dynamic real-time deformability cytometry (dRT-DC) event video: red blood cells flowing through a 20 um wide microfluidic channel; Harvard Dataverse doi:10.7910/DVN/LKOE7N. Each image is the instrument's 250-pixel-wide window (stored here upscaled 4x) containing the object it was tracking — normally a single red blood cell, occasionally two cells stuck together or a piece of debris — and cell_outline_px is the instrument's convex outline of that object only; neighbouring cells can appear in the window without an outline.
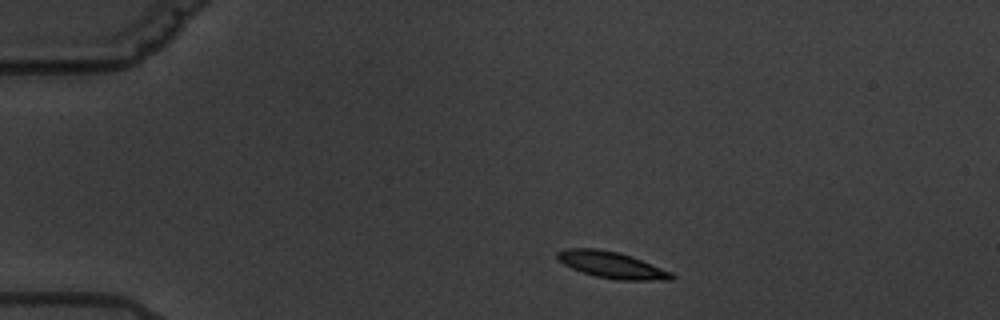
{"species": "common noctule bat (a hibernating species)", "species_latin": "Nyctalus noctula", "temperature_condition": "warm", "stored_images_in_passage": 4, "camera_frame_rate_fps": 3000, "um_per_image_px": 0.085, "animal": {"sex": "male", "body_mass_g": 19.5, "forearm_length_mm": 54.6}, "frame": {"image": 1, "passage_image": 1, "time_ms": 0.0, "image_size_px": [1000, 320], "cell_outline_px": [[676, 276], [672, 280], [616, 280], [596, 276], [572, 268], [556, 260], [556, 252], [564, 248], [596, 248], [616, 252], [632, 256], [672, 272]], "centroid_in_image_um": [51.98, 22.51], "position_along_channel_um": 33.0, "area_um2": 17.69}}